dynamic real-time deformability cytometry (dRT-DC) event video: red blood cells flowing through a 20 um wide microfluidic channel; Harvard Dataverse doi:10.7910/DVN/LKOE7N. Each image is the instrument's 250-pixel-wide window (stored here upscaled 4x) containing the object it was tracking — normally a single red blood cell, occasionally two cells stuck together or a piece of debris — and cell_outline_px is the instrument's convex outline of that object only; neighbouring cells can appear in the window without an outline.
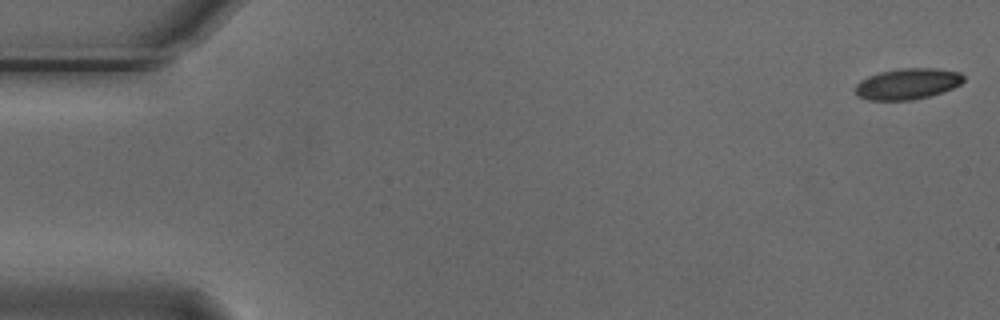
{"species": "Egyptian fruit bat (a non-hibernating species)", "species_latin": "Rousettus aegyptiacus", "temperature_condition": "cold", "stored_images_in_passage": 55, "camera_frame_rate_fps": 3000, "um_per_image_px": 0.085, "animal": {"sex": "male"}, "frame": {"image": 1, "passage_image": 1, "time_ms": 0.0, "image_size_px": [1000, 320], "cell_outline_px": [[964, 80], [960, 84], [952, 88], [928, 96], [912, 100], [868, 100], [856, 96], [856, 84], [860, 80], [868, 76], [880, 72], [900, 68], [936, 68], [960, 72], [964, 76]], "centroid_in_image_um": [77.12, 7.12], "position_along_channel_um": 7.9, "area_um2": 19.54}}
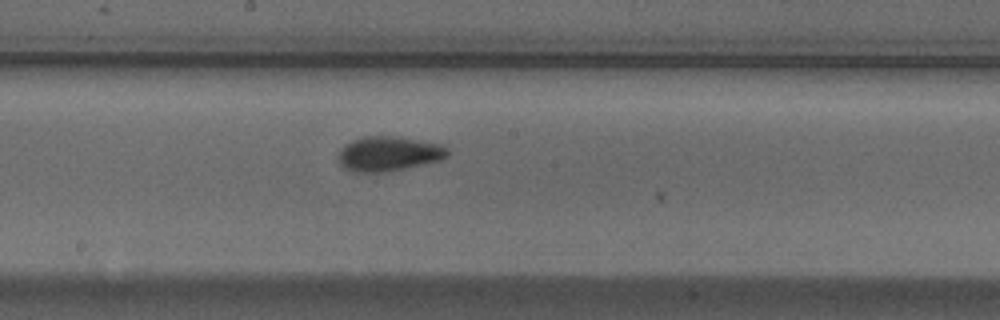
{"frame": {"image": 2, "passage_image": 29, "time_ms": 9.333, "image_size_px": [1000, 320], "cell_outline_px": [[448, 156], [440, 160], [404, 168], [384, 172], [356, 172], [344, 168], [340, 164], [336, 156], [340, 148], [344, 144], [352, 140], [364, 136], [392, 136], [440, 144], [448, 148]], "centroid_in_image_um": [32.97, 13.06], "position_along_channel_um": 215.2, "area_um2": 22.02}}
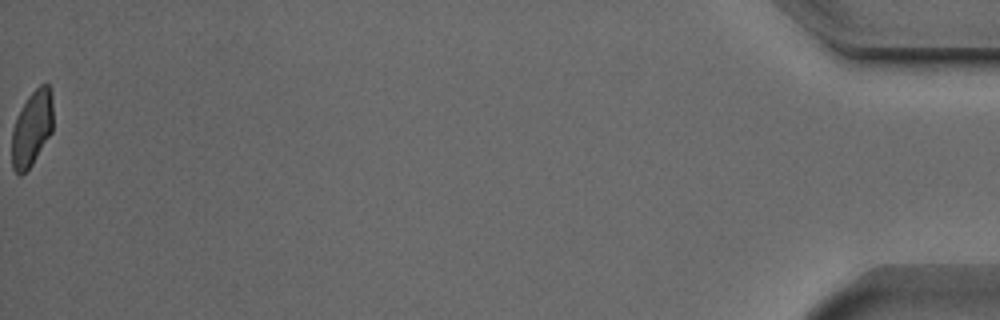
{"frame": {"image": 3, "passage_image": 55, "time_ms": 18.0, "image_size_px": [1000, 320], "cell_outline_px": [[52, 132], [32, 164], [20, 176], [12, 168], [12, 128], [16, 116], [28, 96], [40, 84], [48, 84], [52, 92]], "centroid_in_image_um": [2.7, 10.89], "position_along_channel_um": 432.5, "area_um2": 18.15}, "authors_computed_cell_mechanics": {"area_um2": 20.4612, "velocity_mm_per_s": 3.7392, "shape_relaxation_time_tau1_ms": 6.1942, "shape_relaxation_time_tau2_ms": 1.8589, "deformation_change_tau1": 0.1628, "deformation_change_tau2": 0.0582}}